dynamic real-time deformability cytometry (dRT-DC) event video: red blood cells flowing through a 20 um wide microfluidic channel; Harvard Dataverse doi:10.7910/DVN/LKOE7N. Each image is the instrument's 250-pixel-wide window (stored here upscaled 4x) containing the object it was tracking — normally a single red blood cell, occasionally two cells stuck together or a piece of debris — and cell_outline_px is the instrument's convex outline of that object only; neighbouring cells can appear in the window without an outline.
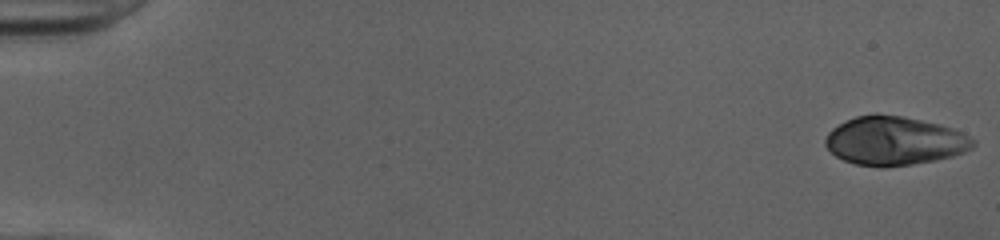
{"species": "human", "species_latin": "Homo sapiens", "temperature_condition": "cold", "stored_images_in_passage": 51, "camera_frame_rate_fps": 3000, "um_per_image_px": 0.085, "donor": {"sex": "female"}, "frame": {"image": 1, "passage_image": 1, "time_ms": 0.0, "image_size_px": [1000, 240], "cell_outline_px": [[976, 144], [972, 148], [964, 152], [952, 156], [936, 160], [912, 164], [884, 168], [856, 164], [844, 160], [836, 156], [824, 144], [824, 140], [828, 132], [832, 128], [856, 116], [876, 112], [904, 116], [940, 124], [964, 132], [976, 140]], "centroid_in_image_um": [76.05, 11.96], "position_along_channel_um": 9.0, "area_um2": 42.37}}
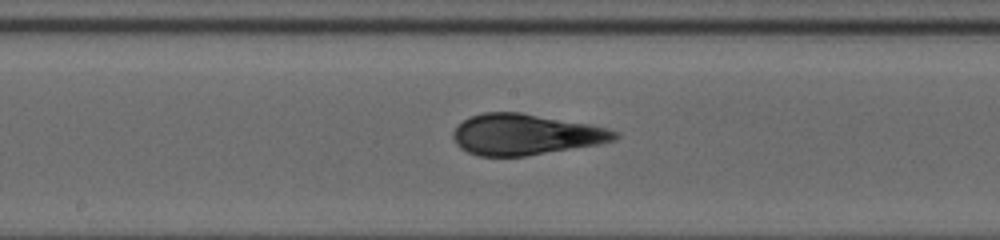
{"frame": {"image": 2, "passage_image": 28, "time_ms": 9.0, "image_size_px": [1000, 240], "cell_outline_px": [[620, 136], [616, 140], [600, 144], [524, 156], [480, 156], [468, 152], [460, 148], [456, 144], [452, 136], [452, 132], [468, 116], [484, 112], [520, 112], [588, 124], [608, 128], [620, 132]], "centroid_in_image_um": [44.67, 11.43], "position_along_channel_um": 203.5, "area_um2": 38.55}}
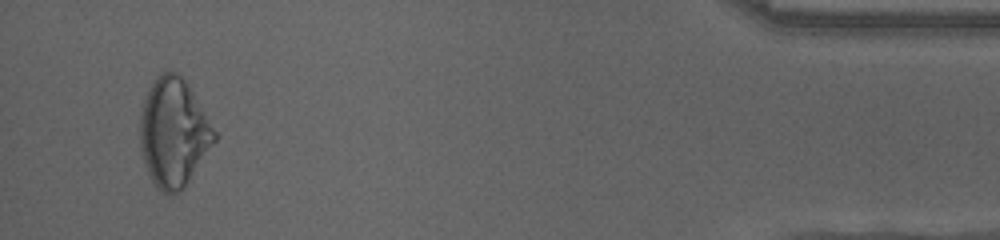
{"frame": {"image": 3, "passage_image": 49, "time_ms": 16.0, "image_size_px": [1000, 240], "cell_outline_px": [[220, 136], [180, 192], [168, 196], [160, 192], [156, 188], [144, 164], [140, 148], [140, 112], [144, 100], [152, 80], [156, 76], [164, 72], [176, 72], [188, 84]], "centroid_in_image_um": [14.76, 11.29], "position_along_channel_um": 420.4, "area_um2": 47.45}, "authors_computed_cell_mechanics": {"area_um2": 39.6508, "velocity_mm_per_s": 4.044, "shape_relaxation_time_tau1_ms": null, "shape_relaxation_time_tau2_ms": 0.9133, "deformation_change_tau1": null, "deformation_change_tau2": 0.0551}}